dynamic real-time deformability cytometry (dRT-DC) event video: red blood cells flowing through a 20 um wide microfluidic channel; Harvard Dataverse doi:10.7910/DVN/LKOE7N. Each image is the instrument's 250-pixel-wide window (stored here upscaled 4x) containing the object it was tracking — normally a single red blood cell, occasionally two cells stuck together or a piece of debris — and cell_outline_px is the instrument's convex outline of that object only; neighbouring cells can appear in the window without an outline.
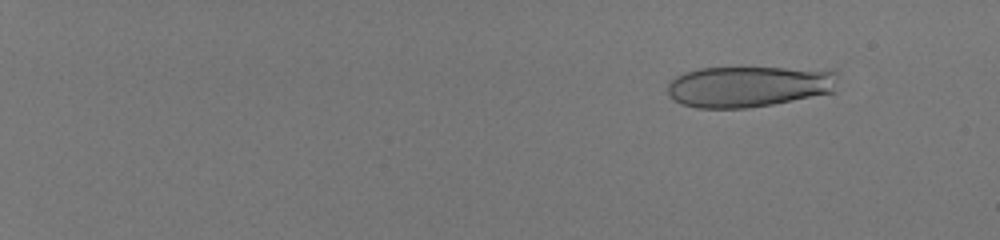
{"species": "human", "species_latin": "Homo sapiens", "temperature_condition": "room temperature", "stored_images_in_passage": 57, "camera_frame_rate_fps": 3000, "um_per_image_px": 0.085, "donor": {"sex": "male"}, "frame": {"image": 1, "passage_image": 8, "time_ms": 2.333, "image_size_px": [1000, 240], "cell_outline_px": [[836, 92], [772, 104], [748, 108], [696, 108], [680, 104], [672, 100], [668, 96], [668, 84], [676, 76], [684, 72], [700, 68], [836, 68]], "centroid_in_image_um": [63.69, 7.34], "position_along_channel_um": 21.3, "area_um2": 41.44}}
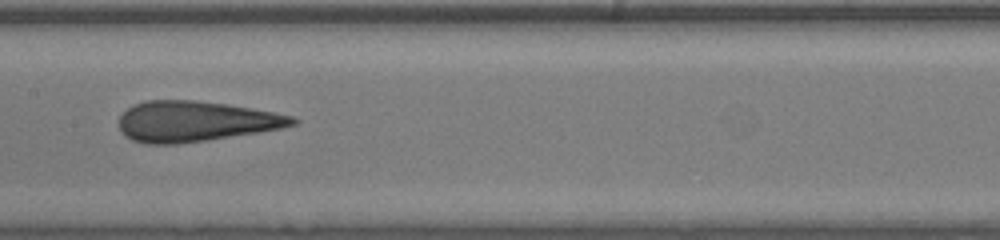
{"frame": {"image": 2, "passage_image": 36, "time_ms": 11.667, "image_size_px": [1000, 240], "cell_outline_px": [[300, 120], [296, 124], [280, 128], [256, 132], [204, 140], [176, 144], [148, 144], [132, 140], [120, 128], [120, 116], [128, 108], [144, 100], [196, 100], [228, 104], [272, 112], [292, 116]], "centroid_in_image_um": [16.6, 10.3], "position_along_channel_um": 190.8, "area_um2": 40.34}}
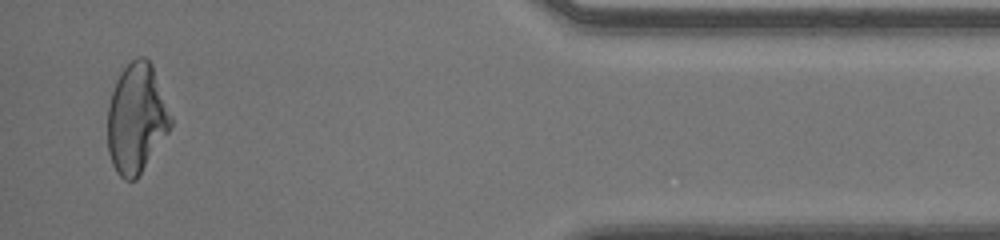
{"frame": {"image": 3, "passage_image": 56, "time_ms": 18.333, "image_size_px": [1000, 240], "cell_outline_px": [[172, 124], [168, 132], [136, 180], [124, 180], [116, 172], [112, 164], [108, 152], [108, 108], [112, 92], [116, 80], [120, 72], [132, 60], [140, 56], [144, 56], [152, 64], [172, 116]], "centroid_in_image_um": [11.6, 10.07], "position_along_channel_um": 423.6, "area_um2": 40.23}, "authors_computed_cell_mechanics": {"area_um2": 41.2692, "velocity_mm_per_s": 4.1009, "shape_relaxation_time_tau1_ms": 11.0053, "shape_relaxation_time_tau2_ms": 0.7968, "deformation_change_tau1": 0.3037, "deformation_change_tau2": 0.0991}}